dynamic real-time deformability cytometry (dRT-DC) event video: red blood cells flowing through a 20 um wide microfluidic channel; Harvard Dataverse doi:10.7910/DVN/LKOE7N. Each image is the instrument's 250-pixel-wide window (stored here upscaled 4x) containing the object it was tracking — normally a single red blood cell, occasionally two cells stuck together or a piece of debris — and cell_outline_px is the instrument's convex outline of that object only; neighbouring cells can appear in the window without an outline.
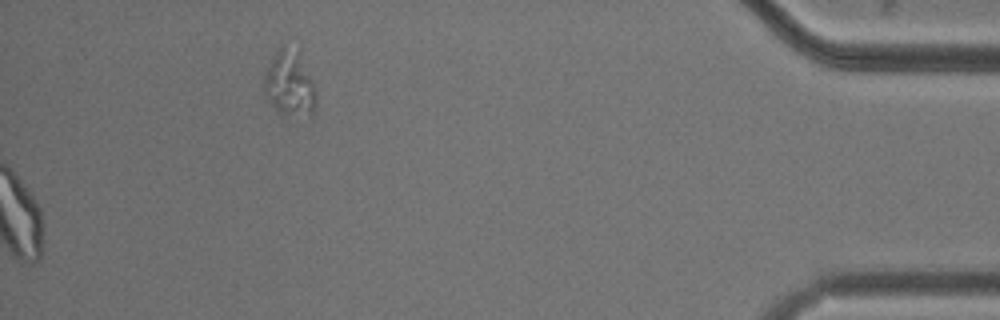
{"species": "common noctule bat (a hibernating species)", "species_latin": "Nyctalus noctula", "temperature_condition": "cold", "stored_images_in_passage": 56, "segment_of_instrument_passage": [2, 2], "camera_frame_rate_fps": 3000, "um_per_image_px": 0.085, "animal": {"sex": "male", "body_mass_g": 20.5, "forearm_length_mm": 52.5}, "frame": {"image": 1, "passage_image": 56, "time_ms": 18.333, "image_size_px": [1000, 320], "cell_outline_px": [[316, 104], [312, 116], [284, 116], [264, 96], [264, 76], [272, 56], [284, 44], [300, 48], [316, 88]], "centroid_in_image_um": [24.66, 7.07], "position_along_channel_um": 410.5, "area_um2": 20.63}}